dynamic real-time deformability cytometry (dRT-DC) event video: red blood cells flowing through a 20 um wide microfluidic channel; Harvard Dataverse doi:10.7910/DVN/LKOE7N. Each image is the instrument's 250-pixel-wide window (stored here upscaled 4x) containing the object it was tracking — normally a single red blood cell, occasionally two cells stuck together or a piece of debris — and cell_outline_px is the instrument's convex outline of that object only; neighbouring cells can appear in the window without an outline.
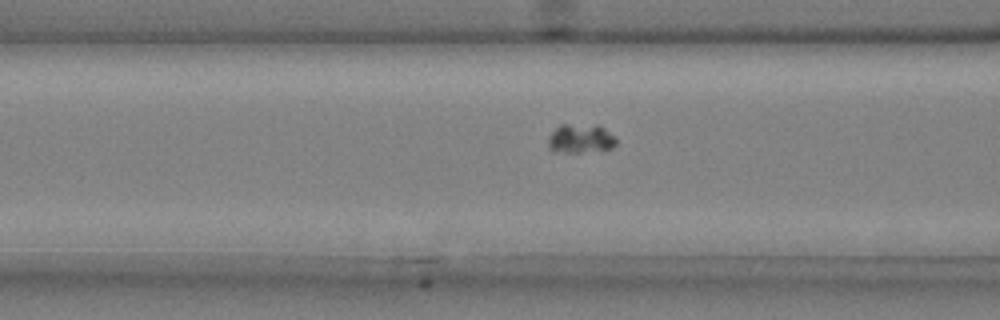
{"species": "common noctule bat (a hibernating species)", "species_latin": "Nyctalus noctula", "temperature_condition": "cold", "stored_images_in_passage": 50, "camera_frame_rate_fps": 3000, "um_per_image_px": 0.085, "animal": {"sex": "male", "body_mass_g": 20.4}, "frame": {"image": 1, "passage_image": 22, "time_ms": 7.0, "image_size_px": [1000, 320], "cell_outline_px": [[616, 144], [612, 148], [580, 152], [552, 152], [548, 148], [548, 136], [560, 124], [596, 124], [604, 128], [616, 136]], "centroid_in_image_um": [49.33, 11.77], "position_along_channel_um": 117.3, "area_um2": 11.73}}
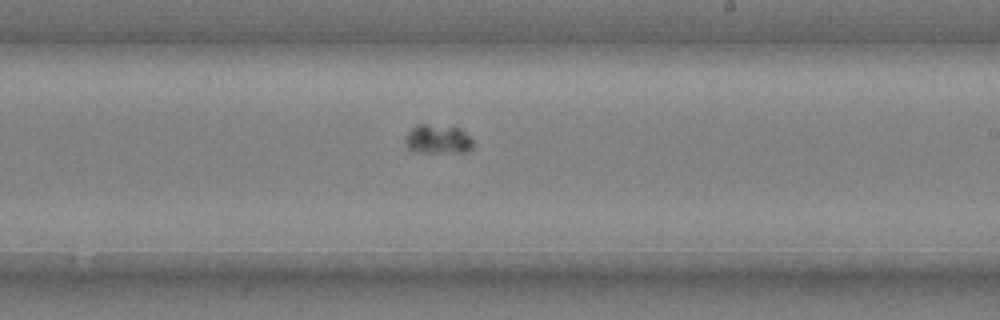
{"frame": {"image": 2, "passage_image": 33, "time_ms": 10.667, "image_size_px": [1000, 320], "cell_outline_px": [[476, 144], [468, 152], [412, 152], [408, 148], [404, 140], [408, 132], [416, 124], [424, 124], [460, 128]], "centroid_in_image_um": [37.22, 11.85], "position_along_channel_um": 251.8, "area_um2": 11.56}}
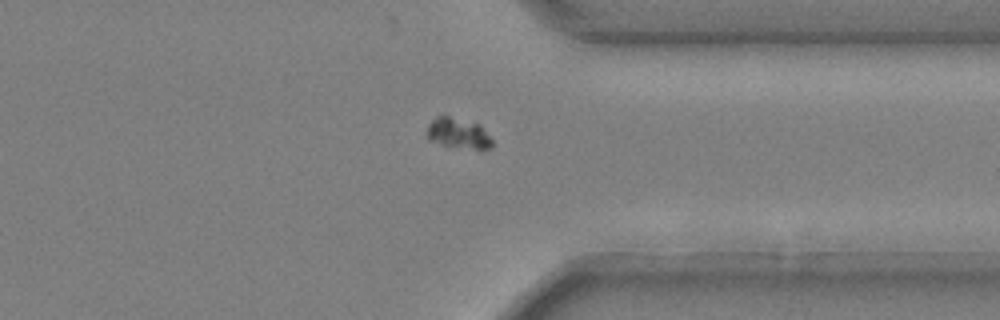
{"frame": {"image": 3, "passage_image": 43, "time_ms": 14.0, "image_size_px": [1000, 320], "cell_outline_px": [[492, 148], [472, 148], [444, 144], [428, 140], [428, 124], [436, 116], [448, 116], [480, 124], [492, 140]], "centroid_in_image_um": [38.95, 11.3], "position_along_channel_um": 372.4, "area_um2": 11.16}}